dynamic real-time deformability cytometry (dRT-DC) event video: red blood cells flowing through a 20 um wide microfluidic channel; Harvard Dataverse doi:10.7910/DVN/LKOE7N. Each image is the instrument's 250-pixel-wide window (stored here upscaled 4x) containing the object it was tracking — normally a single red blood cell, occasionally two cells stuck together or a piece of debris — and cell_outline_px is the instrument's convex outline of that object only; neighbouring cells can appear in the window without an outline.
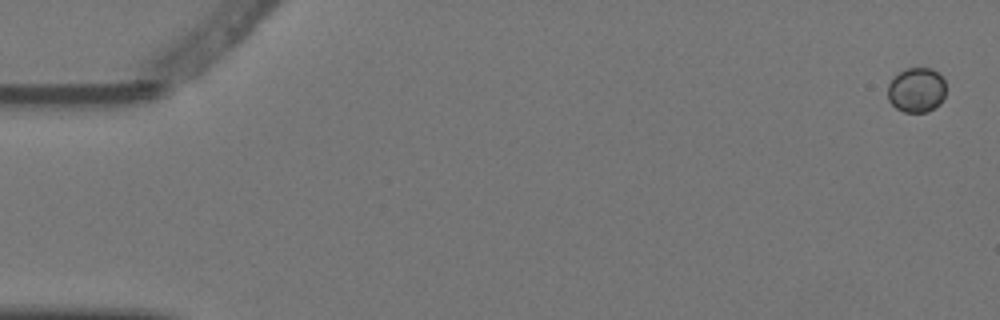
{"species": "Egyptian fruit bat (a non-hibernating species)", "species_latin": "Rousettus aegyptiacus", "temperature_condition": "warm", "stored_images_in_passage": 6, "segment_of_instrument_passage": [2, 2], "camera_frame_rate_fps": 3000, "um_per_image_px": 0.085, "animal": {"sex": "female"}, "frame": {"image": 1, "passage_image": 6, "time_ms": 1.667, "image_size_px": [1000, 320], "cell_outline_px": [[944, 96], [940, 104], [928, 112], [904, 112], [896, 108], [888, 100], [888, 84], [904, 68], [932, 68], [944, 80]], "centroid_in_image_um": [77.89, 7.66], "position_along_channel_um": 7.1, "area_um2": 15.09}}